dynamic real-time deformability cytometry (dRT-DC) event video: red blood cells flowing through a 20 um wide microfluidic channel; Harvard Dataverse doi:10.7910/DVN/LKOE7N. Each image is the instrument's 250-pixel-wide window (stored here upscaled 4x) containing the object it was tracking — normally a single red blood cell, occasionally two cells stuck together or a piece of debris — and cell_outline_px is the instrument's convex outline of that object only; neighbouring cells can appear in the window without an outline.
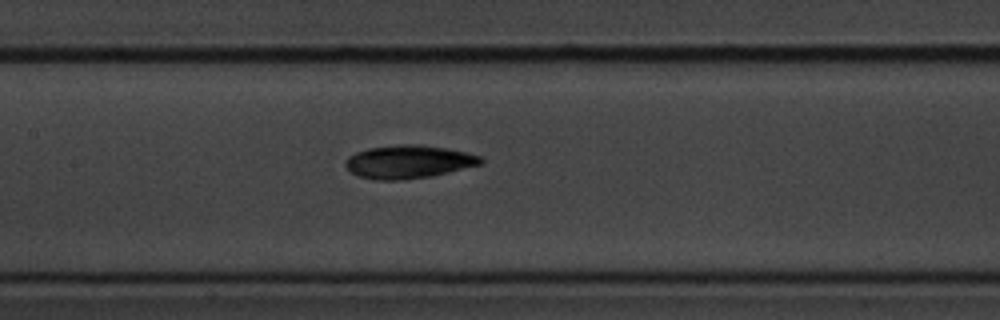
{"species": "common noctule bat (a hibernating species)", "species_latin": "Nyctalus noctula", "temperature_condition": "cold", "stored_images_in_passage": 7, "camera_frame_rate_fps": 3000, "um_per_image_px": 0.085, "animal": {"sex": "male", "body_mass_g": 20.1, "forearm_length_mm": 53.5}, "frame": {"image": 1, "passage_image": 7, "time_ms": 8.0, "image_size_px": [1000, 320], "cell_outline_px": [[484, 164], [432, 176], [396, 180], [376, 180], [360, 176], [352, 172], [344, 164], [348, 156], [356, 152], [368, 148], [400, 144], [420, 144], [448, 148], [480, 156], [484, 160]], "centroid_in_image_um": [34.75, 13.74], "position_along_channel_um": 172.6, "area_um2": 26.18}}